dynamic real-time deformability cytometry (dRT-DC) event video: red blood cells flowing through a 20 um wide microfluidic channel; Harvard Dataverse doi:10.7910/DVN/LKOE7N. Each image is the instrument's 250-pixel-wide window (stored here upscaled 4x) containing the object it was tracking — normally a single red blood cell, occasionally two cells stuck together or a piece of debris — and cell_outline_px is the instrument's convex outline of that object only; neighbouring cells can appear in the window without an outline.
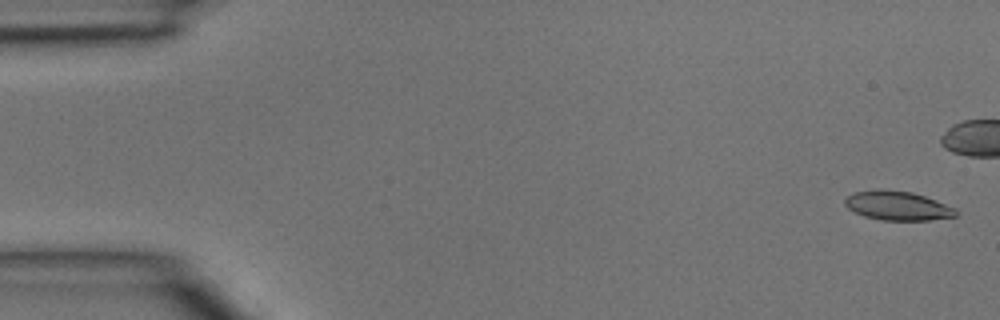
{"species": "common noctule bat (a hibernating species)", "species_latin": "Nyctalus noctula", "temperature_condition": "room temperature", "stored_images_in_passage": 5, "camera_frame_rate_fps": 3000, "um_per_image_px": 0.085, "animal": {"sex": "male", "body_mass_g": 15.6}, "frame": {"image": 1, "passage_image": 1, "time_ms": 0.0, "image_size_px": [1000, 320], "cell_outline_px": [[956, 216], [928, 220], [880, 220], [864, 216], [852, 212], [844, 204], [844, 200], [852, 192], [876, 188], [880, 188], [912, 192], [936, 200], [956, 208]], "centroid_in_image_um": [76.23, 17.47], "position_along_channel_um": 8.8, "area_um2": 19.07}}
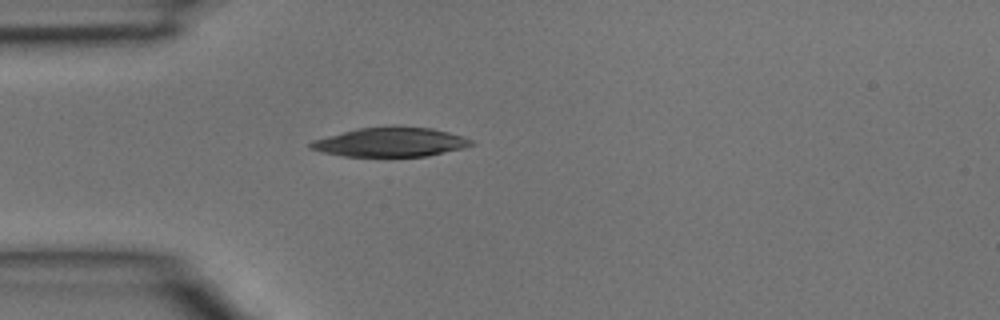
{"frame": {"image": 2, "passage_image": 5, "time_ms": 1.333, "image_size_px": [1000, 320], "cell_outline_px": [[476, 144], [464, 148], [428, 156], [344, 156], [320, 152], [308, 148], [308, 144], [312, 140], [360, 128], [432, 128], [448, 132], [472, 140]], "centroid_in_image_um": [33.18, 12.11], "position_along_channel_um": 51.8, "area_um2": 26.7}}